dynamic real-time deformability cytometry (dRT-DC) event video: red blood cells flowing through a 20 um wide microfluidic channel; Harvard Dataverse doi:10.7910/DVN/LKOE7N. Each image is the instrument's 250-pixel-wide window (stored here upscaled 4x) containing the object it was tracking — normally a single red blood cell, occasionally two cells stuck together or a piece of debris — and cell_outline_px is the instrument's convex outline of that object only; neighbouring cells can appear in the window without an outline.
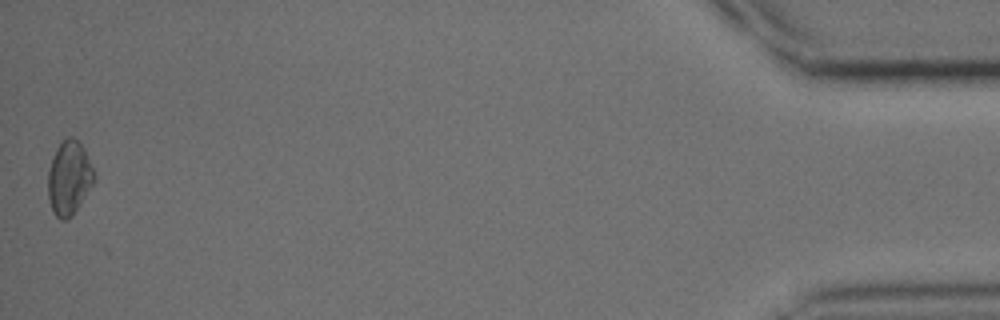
{"species": "common noctule bat (a hibernating species)", "species_latin": "Nyctalus noctula", "temperature_condition": "cold", "stored_images_in_passage": 42, "camera_frame_rate_fps": 3000, "um_per_image_px": 0.085, "animal": {"sex": "male", "body_mass_g": 15.6}, "frame": {"image": 1, "passage_image": 42, "time_ms": 13.667, "image_size_px": [1000, 320], "cell_outline_px": [[96, 180], [72, 216], [68, 220], [60, 220], [52, 212], [48, 196], [48, 172], [56, 148], [64, 136], [72, 136], [84, 148], [96, 172]], "centroid_in_image_um": [5.89, 15.12], "position_along_channel_um": 429.3, "area_um2": 20.23}}